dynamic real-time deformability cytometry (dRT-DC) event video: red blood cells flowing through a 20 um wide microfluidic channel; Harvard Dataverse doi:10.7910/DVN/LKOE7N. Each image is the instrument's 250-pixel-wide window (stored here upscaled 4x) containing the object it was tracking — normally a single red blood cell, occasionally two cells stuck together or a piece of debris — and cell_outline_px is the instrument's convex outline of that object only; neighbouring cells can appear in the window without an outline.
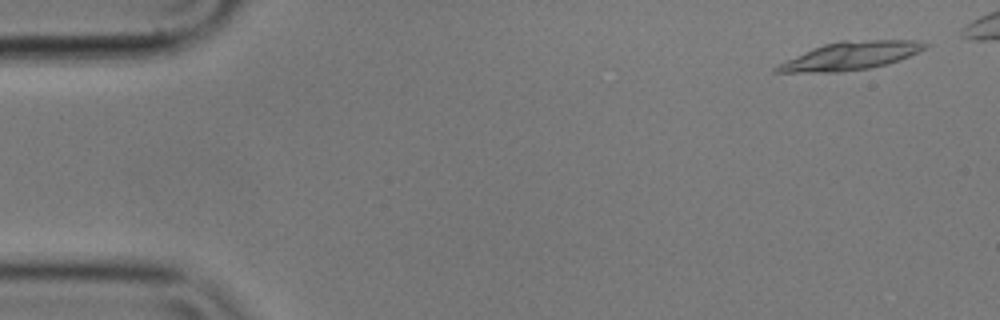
{"species": "common noctule bat (a hibernating species)", "species_latin": "Nyctalus noctula", "temperature_condition": "cold", "stored_images_in_passage": 52, "camera_frame_rate_fps": 3000, "um_per_image_px": 0.085, "animal": {"sex": "male", "body_mass_g": 17.9}, "frame": {"image": 1, "passage_image": 3, "time_ms": 0.667, "image_size_px": [1000, 320], "cell_outline_px": [[932, 44], [900, 60], [888, 64], [868, 68], [840, 72], [772, 72], [772, 68], [812, 48], [824, 44], [840, 40], [920, 40]], "centroid_in_image_um": [72.32, 4.73], "position_along_channel_um": 12.7, "area_um2": 24.1}}
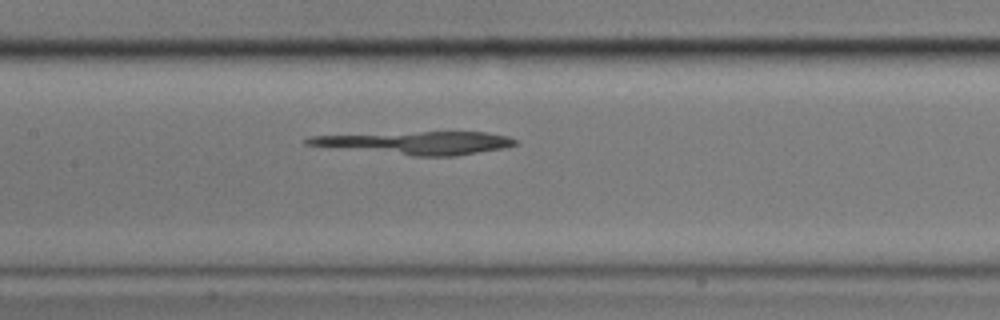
{"frame": {"image": 2, "passage_image": 26, "time_ms": 8.333, "image_size_px": [1000, 320], "cell_outline_px": [[520, 144], [504, 148], [456, 156], [412, 156], [304, 144], [304, 140], [308, 136], [420, 132], [488, 132], [508, 136], [520, 140]], "centroid_in_image_um": [35.52, 12.14], "position_along_channel_um": 171.9, "area_um2": 27.63}}
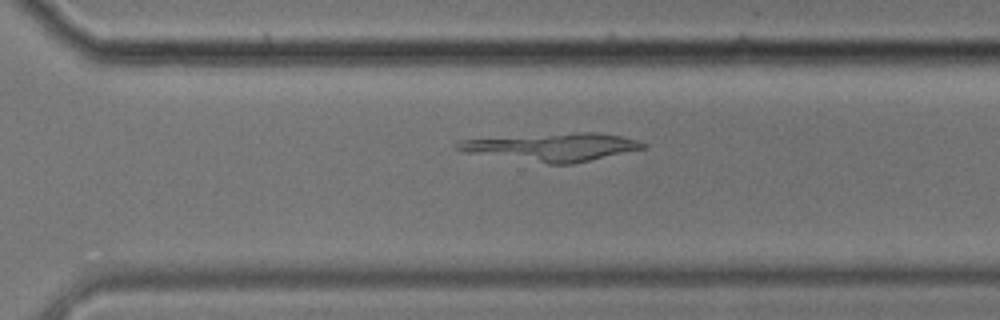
{"frame": {"image": 3, "passage_image": 39, "time_ms": 12.667, "image_size_px": [1000, 320], "cell_outline_px": [[648, 148], [572, 164], [548, 164], [464, 152], [456, 148], [456, 144], [460, 140], [580, 132], [600, 132], [620, 136], [636, 140], [648, 144]], "centroid_in_image_um": [47.04, 12.51], "position_along_channel_um": 323.6, "area_um2": 29.94}}